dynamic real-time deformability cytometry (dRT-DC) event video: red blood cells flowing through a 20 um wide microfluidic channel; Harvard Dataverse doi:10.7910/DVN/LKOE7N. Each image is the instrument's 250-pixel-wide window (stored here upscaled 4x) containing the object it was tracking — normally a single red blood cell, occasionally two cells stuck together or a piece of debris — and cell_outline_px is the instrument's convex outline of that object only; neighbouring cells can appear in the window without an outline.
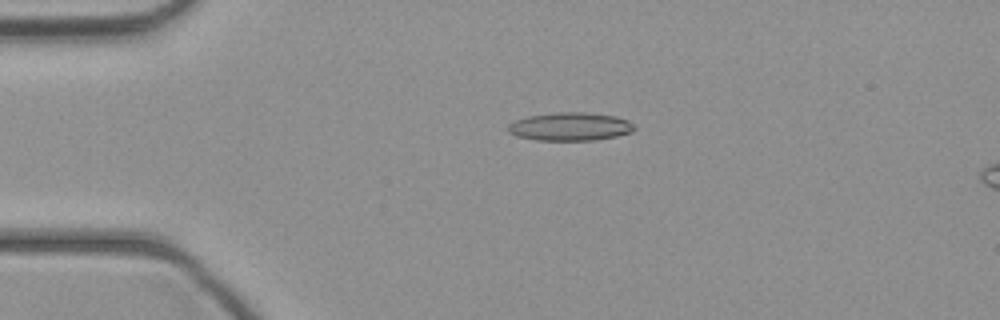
{"species": "common noctule bat (a hibernating species)", "species_latin": "Nyctalus noctula", "temperature_condition": "cold", "stored_images_in_passage": 44, "camera_frame_rate_fps": 3000, "um_per_image_px": 0.085, "animal": {"sex": "female", "body_mass_g": 21.9}, "frame": {"image": 1, "passage_image": 10, "time_ms": 3.0, "image_size_px": [1000, 320], "cell_outline_px": [[636, 128], [632, 132], [616, 136], [596, 140], [536, 140], [516, 136], [508, 132], [508, 124], [516, 120], [528, 116], [560, 112], [584, 112], [616, 116], [628, 120]], "centroid_in_image_um": [48.47, 10.76], "position_along_channel_um": 36.5, "area_um2": 20.75}}
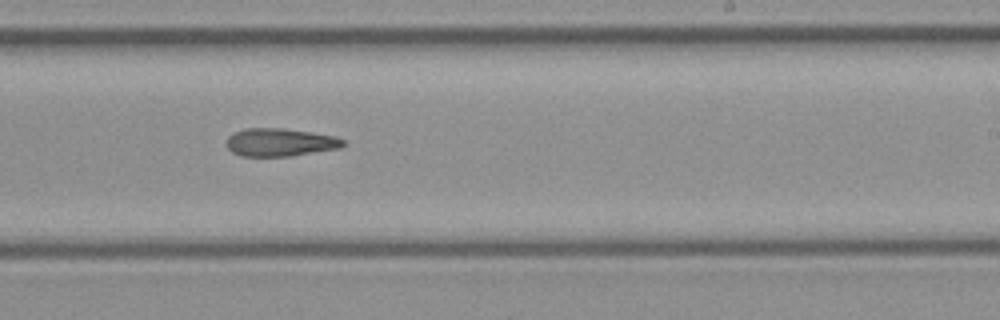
{"frame": {"image": 2, "passage_image": 27, "time_ms": 8.667, "image_size_px": [1000, 320], "cell_outline_px": [[344, 144], [340, 148], [292, 156], [240, 156], [232, 152], [224, 144], [228, 136], [244, 128], [284, 128], [312, 132], [336, 136], [344, 140]], "centroid_in_image_um": [23.79, 12.09], "position_along_channel_um": 265.2, "area_um2": 19.19}}
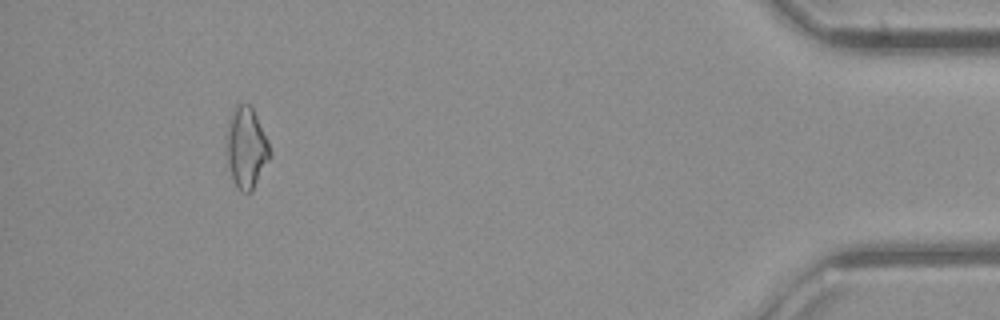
{"frame": {"image": 3, "passage_image": 41, "time_ms": 13.333, "image_size_px": [1000, 320], "cell_outline_px": [[272, 156], [252, 192], [240, 192], [232, 180], [224, 152], [224, 136], [228, 120], [232, 108], [240, 100], [248, 104], [252, 108], [268, 140], [272, 152]], "centroid_in_image_um": [20.89, 12.54], "position_along_channel_um": 414.3, "area_um2": 21.62}}